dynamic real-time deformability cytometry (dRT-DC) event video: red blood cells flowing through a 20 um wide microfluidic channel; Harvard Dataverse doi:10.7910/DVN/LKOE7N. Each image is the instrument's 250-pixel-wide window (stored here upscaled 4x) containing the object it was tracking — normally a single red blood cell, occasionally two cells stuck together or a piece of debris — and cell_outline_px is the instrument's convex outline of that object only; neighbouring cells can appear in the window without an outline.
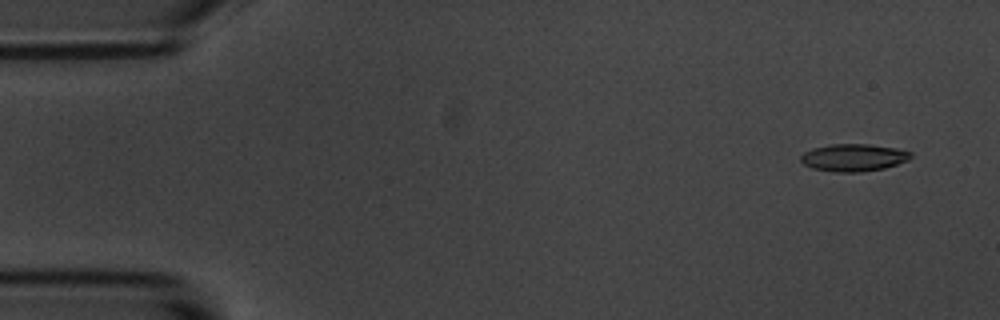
{"species": "common noctule bat (a hibernating species)", "species_latin": "Nyctalus noctula", "temperature_condition": "room temperature", "stored_images_in_passage": 6, "camera_frame_rate_fps": 3000, "um_per_image_px": 0.085, "animal": {"sex": "male", "body_mass_g": 20.1, "forearm_length_mm": 53.5}, "frame": {"image": 1, "passage_image": 1, "time_ms": 0.0, "image_size_px": [1000, 320], "cell_outline_px": [[912, 156], [908, 160], [884, 168], [860, 172], [832, 172], [812, 168], [804, 164], [800, 160], [800, 156], [804, 152], [812, 148], [832, 144], [868, 144], [896, 148], [912, 152]], "centroid_in_image_um": [72.53, 13.39], "position_along_channel_um": 12.5, "area_um2": 17.57}}
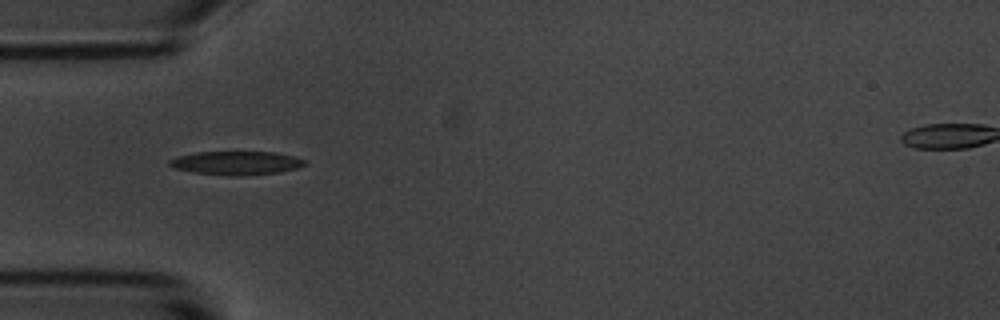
{"frame": {"image": 2, "passage_image": 5, "time_ms": 4.667, "image_size_px": [1000, 320], "cell_outline_px": [[308, 164], [296, 168], [280, 172], [240, 176], [236, 176], [192, 172], [176, 168], [168, 164], [168, 160], [176, 156], [196, 152], [276, 152], [292, 156], [304, 160]], "centroid_in_image_um": [20.07, 13.85], "position_along_channel_um": 64.9, "area_um2": 18.55}}